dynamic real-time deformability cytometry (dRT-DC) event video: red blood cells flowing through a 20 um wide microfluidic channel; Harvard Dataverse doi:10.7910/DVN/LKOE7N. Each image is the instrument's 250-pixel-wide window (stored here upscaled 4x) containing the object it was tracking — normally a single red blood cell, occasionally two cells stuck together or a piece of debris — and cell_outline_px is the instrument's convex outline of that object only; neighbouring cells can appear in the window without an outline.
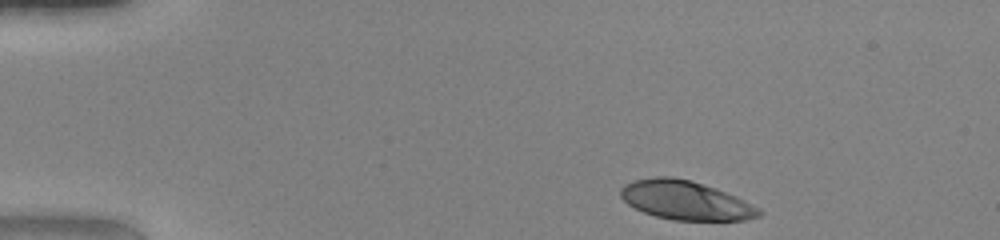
{"species": "human", "species_latin": "Homo sapiens", "temperature_condition": "warm", "stored_images_in_passage": 43, "camera_frame_rate_fps": 3000, "um_per_image_px": 0.085, "donor": {"sex": "female"}, "frame": {"image": 1, "passage_image": 1, "time_ms": 0.0, "image_size_px": [1000, 240], "cell_outline_px": [[764, 212], [760, 216], [744, 220], [672, 220], [656, 216], [644, 212], [628, 204], [620, 196], [620, 188], [624, 184], [632, 180], [656, 176], [672, 176], [688, 180], [716, 188], [736, 196], [760, 208]], "centroid_in_image_um": [58.27, 17.02], "position_along_channel_um": 26.7, "area_um2": 31.44}}
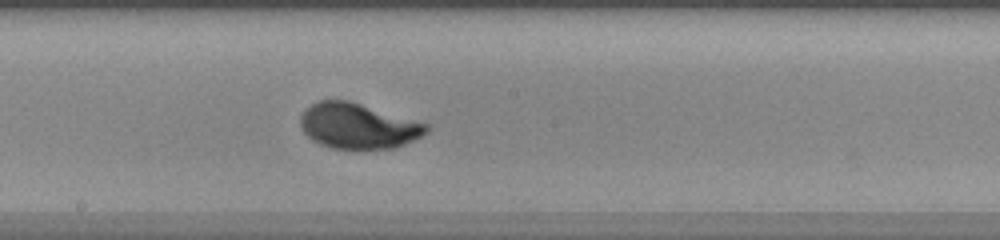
{"frame": {"image": 2, "passage_image": 21, "time_ms": 6.667, "image_size_px": [1000, 240], "cell_outline_px": [[432, 124], [428, 132], [396, 148], [332, 148], [320, 144], [312, 140], [300, 128], [300, 116], [312, 104], [320, 100], [348, 100]], "centroid_in_image_um": [30.47, 10.7], "position_along_channel_um": 217.7, "area_um2": 33.35}}
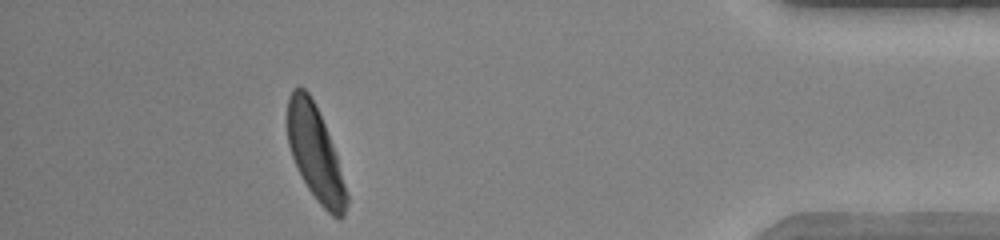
{"frame": {"image": 3, "passage_image": 38, "time_ms": 12.333, "image_size_px": [1000, 240], "cell_outline_px": [[348, 204], [344, 216], [340, 220], [332, 216], [316, 200], [308, 188], [292, 156], [288, 144], [288, 96], [292, 88], [304, 88], [308, 92], [324, 124], [332, 144], [336, 156], [348, 196]], "centroid_in_image_um": [26.8, 13.07], "position_along_channel_um": 408.4, "area_um2": 31.73}, "authors_computed_cell_mechanics": {"area_um2": 32.3102, "velocity_mm_per_s": 4.1673, "shape_relaxation_time_tau1_ms": 2.441, "shape_relaxation_time_tau2_ms": null, "deformation_change_tau1": 0.1831, "deformation_change_tau2": null}}